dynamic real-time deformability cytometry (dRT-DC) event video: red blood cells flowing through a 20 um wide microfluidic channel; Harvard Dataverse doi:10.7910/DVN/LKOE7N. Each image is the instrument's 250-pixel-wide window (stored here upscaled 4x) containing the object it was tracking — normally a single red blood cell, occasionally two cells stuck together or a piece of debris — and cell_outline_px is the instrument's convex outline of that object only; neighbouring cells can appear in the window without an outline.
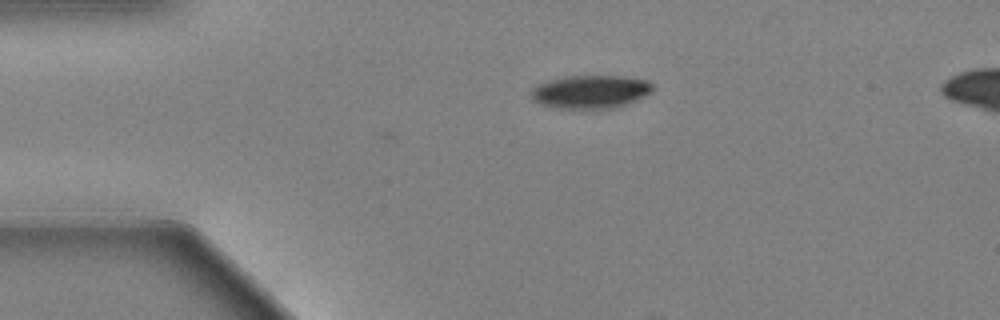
{"species": "Egyptian fruit bat (a non-hibernating species)", "species_latin": "Rousettus aegyptiacus", "temperature_condition": "warm", "stored_images_in_passage": 4, "camera_frame_rate_fps": 3000, "um_per_image_px": 0.085, "animal": {"sex": "female"}, "frame": {"image": 1, "passage_image": 4, "time_ms": 1.0, "image_size_px": [1000, 320], "cell_outline_px": [[656, 88], [652, 92], [628, 104], [616, 108], [556, 108], [540, 104], [532, 100], [528, 92], [532, 88], [548, 80], [568, 76], [624, 76], [648, 80]], "centroid_in_image_um": [50.2, 7.8], "position_along_channel_um": 34.8, "area_um2": 23.81}}